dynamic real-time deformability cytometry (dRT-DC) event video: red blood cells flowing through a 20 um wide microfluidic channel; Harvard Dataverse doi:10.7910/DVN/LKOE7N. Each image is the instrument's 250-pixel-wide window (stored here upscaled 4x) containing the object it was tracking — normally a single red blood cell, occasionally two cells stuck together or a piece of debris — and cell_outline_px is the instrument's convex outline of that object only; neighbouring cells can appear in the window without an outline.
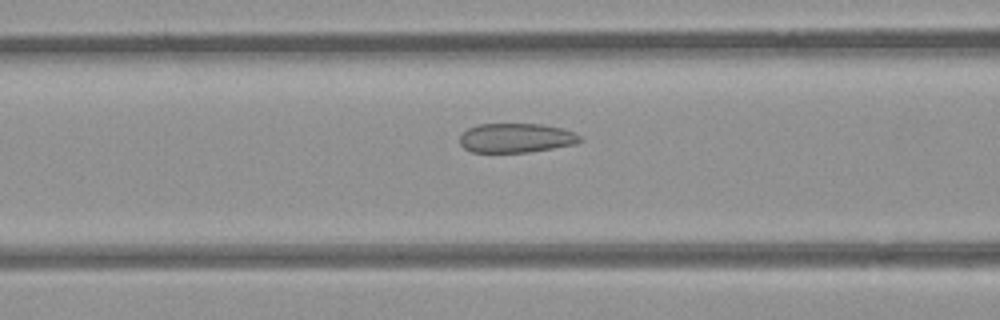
{"species": "common noctule bat (a hibernating species)", "species_latin": "Nyctalus noctula", "temperature_condition": "room temperature", "stored_images_in_passage": 26, "camera_frame_rate_fps": 3000, "um_per_image_px": 0.085, "animal": {"sex": "female", "body_mass_g": 21.9}, "frame": {"image": 1, "passage_image": 5, "time_ms": 1.333, "image_size_px": [1000, 320], "cell_outline_px": [[584, 140], [576, 144], [528, 152], [472, 152], [464, 148], [460, 144], [460, 136], [468, 128], [480, 124], [540, 124], [564, 128], [576, 132]], "centroid_in_image_um": [43.91, 11.72], "position_along_channel_um": 122.7, "area_um2": 20.63}}
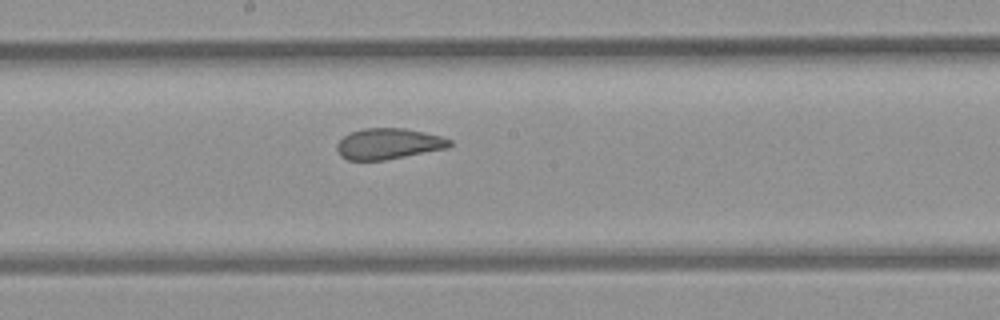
{"frame": {"image": 2, "passage_image": 12, "time_ms": 3.667, "image_size_px": [1000, 320], "cell_outline_px": [[452, 144], [448, 148], [384, 160], [348, 160], [340, 156], [336, 148], [336, 144], [348, 132], [364, 128], [404, 128], [424, 132], [440, 136], [452, 140]], "centroid_in_image_um": [33.0, 12.21], "position_along_channel_um": 215.2, "area_um2": 20.35}}
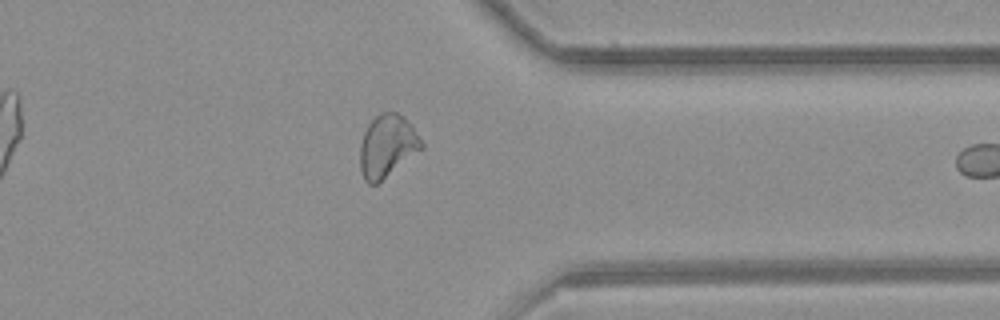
{"frame": {"image": 3, "passage_image": 25, "time_ms": 8.0, "image_size_px": [1000, 320], "cell_outline_px": [[424, 148], [376, 184], [368, 184], [364, 180], [360, 168], [360, 144], [364, 132], [368, 124], [380, 112], [396, 112], [404, 116], [412, 124], [424, 144]], "centroid_in_image_um": [32.92, 12.39], "position_along_channel_um": 378.5, "area_um2": 22.48}}